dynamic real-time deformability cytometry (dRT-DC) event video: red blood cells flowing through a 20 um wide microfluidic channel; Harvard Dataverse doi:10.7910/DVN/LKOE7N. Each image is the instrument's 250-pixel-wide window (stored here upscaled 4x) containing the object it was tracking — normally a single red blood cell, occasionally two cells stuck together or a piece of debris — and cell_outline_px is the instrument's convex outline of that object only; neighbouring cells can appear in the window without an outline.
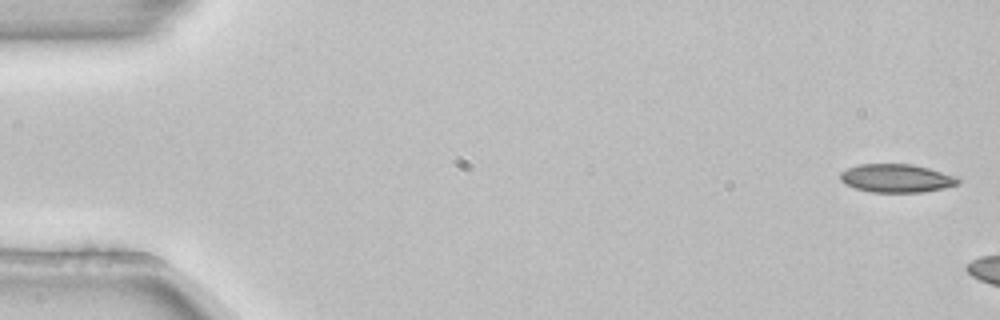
{"species": "common noctule bat (a hibernating species)", "species_latin": "Nyctalus noctula", "temperature_condition": "room temperature", "stored_images_in_passage": 3, "camera_frame_rate_fps": 3000, "um_per_image_px": 0.085, "animal": {"sex": "female", "body_mass_g": 22.7, "forearm_length_mm": 54.2}, "frame": {"image": 1, "passage_image": 1, "time_ms": 0.0, "image_size_px": [1000, 320], "cell_outline_px": [[960, 184], [944, 188], [920, 192], [872, 192], [856, 188], [844, 184], [840, 180], [840, 172], [848, 168], [860, 164], [912, 164], [928, 168], [956, 176], [960, 180]], "centroid_in_image_um": [76.2, 15.15], "position_along_channel_um": 8.8, "area_um2": 19.42}}